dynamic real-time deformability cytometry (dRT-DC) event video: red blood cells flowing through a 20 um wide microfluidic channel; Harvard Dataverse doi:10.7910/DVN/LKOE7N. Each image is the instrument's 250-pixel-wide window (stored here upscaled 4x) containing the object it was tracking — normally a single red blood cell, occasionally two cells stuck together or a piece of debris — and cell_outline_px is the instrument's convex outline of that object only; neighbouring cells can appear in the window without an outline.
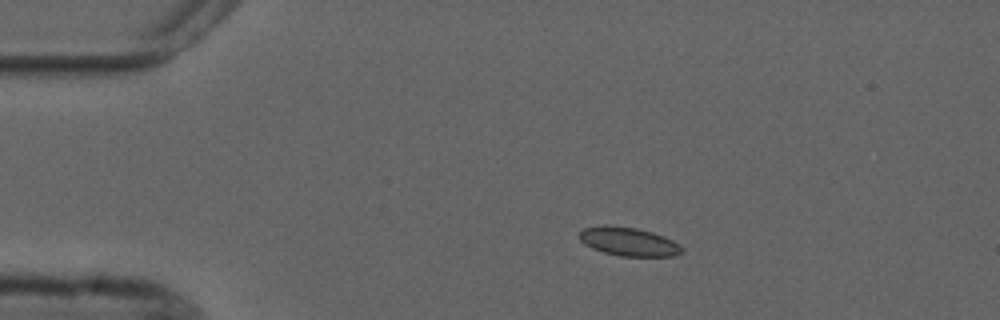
{"species": "common noctule bat (a hibernating species)", "species_latin": "Nyctalus noctula", "temperature_condition": "cold", "stored_images_in_passage": 4, "camera_frame_rate_fps": 3000, "um_per_image_px": 0.085, "animal": {"sex": "male", "forearm_length_mm": 52.5}, "frame": {"image": 1, "passage_image": 3, "time_ms": 2.333, "image_size_px": [1000, 320], "cell_outline_px": [[684, 252], [676, 256], [620, 256], [604, 252], [592, 248], [584, 244], [580, 240], [580, 232], [584, 228], [604, 224], [636, 228], [652, 232], [664, 236], [680, 244], [684, 248]], "centroid_in_image_um": [53.46, 20.54], "position_along_channel_um": 31.5, "area_um2": 17.22}}